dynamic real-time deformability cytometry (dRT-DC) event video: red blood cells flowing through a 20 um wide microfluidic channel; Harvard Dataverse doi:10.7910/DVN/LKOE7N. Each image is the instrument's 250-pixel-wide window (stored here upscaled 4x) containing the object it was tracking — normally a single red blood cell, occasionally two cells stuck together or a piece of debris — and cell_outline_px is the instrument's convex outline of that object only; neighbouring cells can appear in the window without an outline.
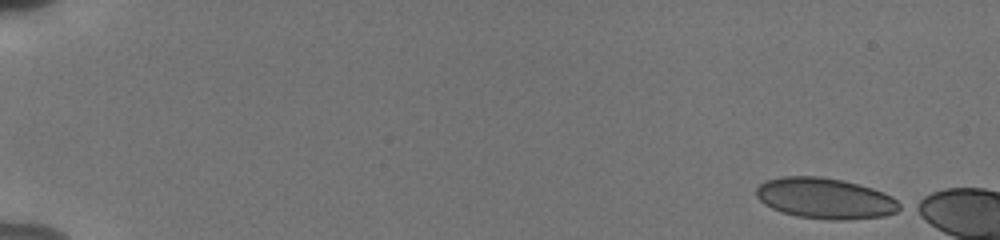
{"species": "human", "species_latin": "Homo sapiens", "temperature_condition": "cold", "stored_images_in_passage": 7, "camera_frame_rate_fps": 3000, "um_per_image_px": 0.085, "donor": {"sex": "male"}, "frame": {"image": 1, "passage_image": 1, "time_ms": 0.0, "image_size_px": [1000, 240], "cell_outline_px": [[904, 208], [896, 212], [884, 216], [848, 220], [828, 220], [796, 216], [780, 212], [764, 204], [756, 196], [756, 188], [764, 180], [780, 176], [820, 176], [840, 180], [872, 188], [884, 192], [892, 196], [904, 204]], "centroid_in_image_um": [70.16, 16.87], "position_along_channel_um": 14.8, "area_um2": 34.56}}